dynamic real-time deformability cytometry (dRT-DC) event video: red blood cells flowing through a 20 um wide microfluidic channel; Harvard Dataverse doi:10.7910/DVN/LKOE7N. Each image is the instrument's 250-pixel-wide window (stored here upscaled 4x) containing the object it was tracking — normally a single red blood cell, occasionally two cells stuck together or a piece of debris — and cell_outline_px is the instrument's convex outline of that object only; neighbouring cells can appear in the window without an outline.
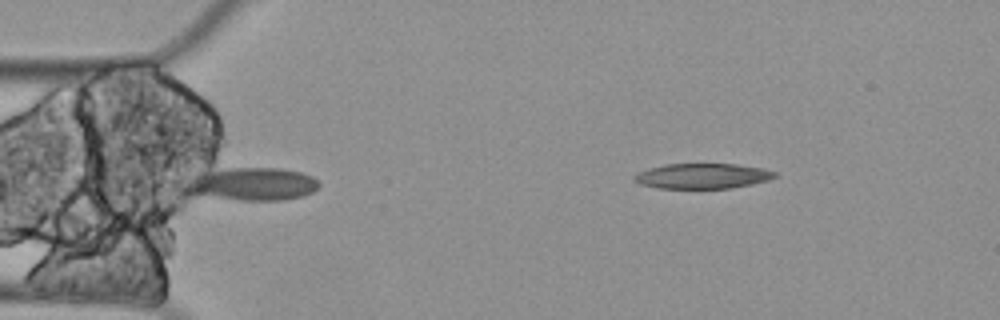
{"species": "Egyptian fruit bat (a non-hibernating species)", "species_latin": "Rousettus aegyptiacus", "temperature_condition": "cold", "stored_images_in_passage": 7, "camera_frame_rate_fps": 3000, "um_per_image_px": 0.085, "animal": {"sex": "female"}, "frame": {"image": 1, "passage_image": 2, "time_ms": 0.333, "image_size_px": [1000, 320], "cell_outline_px": [[320, 184], [312, 192], [300, 196], [284, 200], [240, 200], [192, 192], [188, 184], [188, 180], [196, 172], [228, 168], [280, 168], [300, 172], [312, 176]], "centroid_in_image_um": [21.5, 15.61], "position_along_channel_um": 63.5, "area_um2": 24.91}}
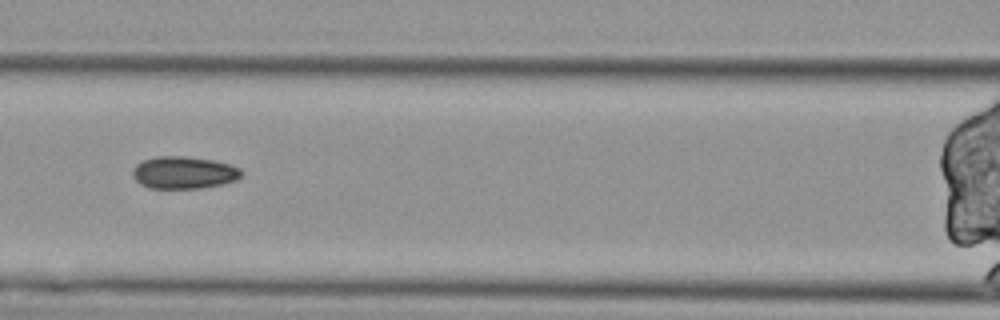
{"frame": {"image": 2, "passage_image": 4, "time_ms": 1.0, "image_size_px": [1000, 320], "cell_outline_px": [[244, 172], [236, 180], [220, 184], [200, 188], [148, 188], [140, 184], [132, 176], [132, 168], [136, 164], [144, 160], [156, 156], [184, 156], [212, 160], [232, 164], [240, 168]], "centroid_in_image_um": [15.61, 14.66], "position_along_channel_um": 151.0, "area_um2": 20.58}}
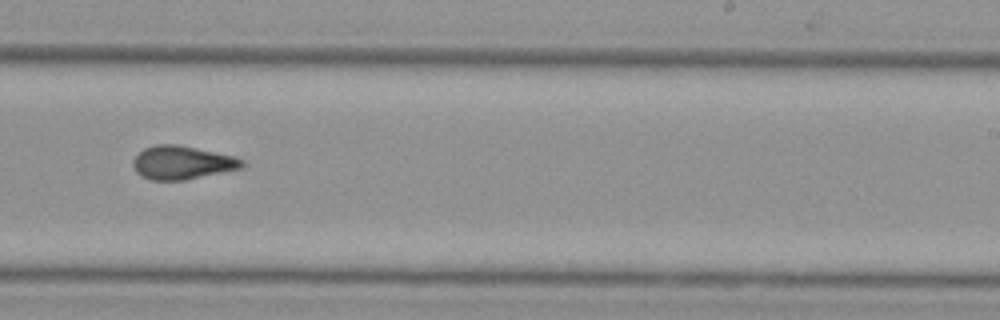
{"frame": {"image": 3, "passage_image": 7, "time_ms": 2.0, "image_size_px": [1000, 320], "cell_outline_px": [[244, 168], [184, 180], [152, 180], [140, 176], [136, 172], [132, 164], [132, 160], [144, 148], [156, 144], [176, 144], [236, 156], [244, 160]], "centroid_in_image_um": [15.49, 13.82], "position_along_channel_um": 273.5, "area_um2": 21.39}}